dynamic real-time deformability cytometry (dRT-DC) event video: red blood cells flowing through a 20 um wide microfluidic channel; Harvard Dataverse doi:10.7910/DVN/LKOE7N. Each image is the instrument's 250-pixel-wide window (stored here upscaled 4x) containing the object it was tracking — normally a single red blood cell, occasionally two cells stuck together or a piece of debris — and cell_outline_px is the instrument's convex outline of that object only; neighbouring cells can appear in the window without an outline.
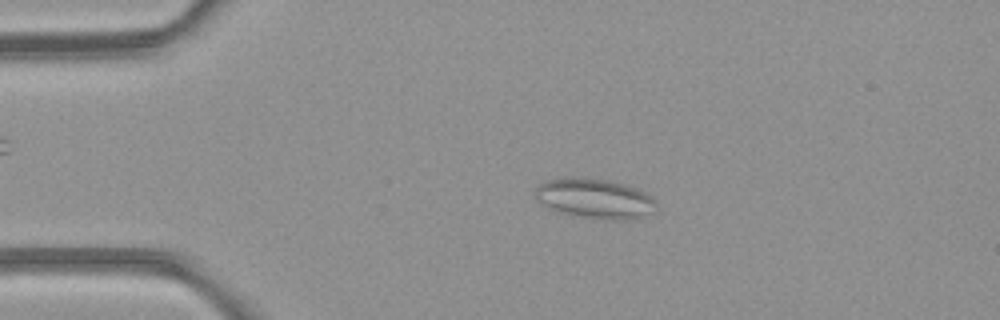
{"species": "common noctule bat (a hibernating species)", "species_latin": "Nyctalus noctula", "temperature_condition": "room temperature", "stored_images_in_passage": 4, "camera_frame_rate_fps": 3000, "um_per_image_px": 0.085, "animal": {"sex": "female", "body_mass_g": 21.9}, "frame": {"image": 1, "passage_image": 3, "time_ms": 2.333, "image_size_px": [1000, 320], "cell_outline_px": [[656, 204], [652, 212], [628, 220], [604, 220], [580, 216], [564, 212], [540, 204], [532, 196], [532, 192], [540, 184], [548, 180], [604, 180], [624, 184], [636, 188], [652, 196]], "centroid_in_image_um": [50.56, 16.92], "position_along_channel_um": 34.4, "area_um2": 27.17}}